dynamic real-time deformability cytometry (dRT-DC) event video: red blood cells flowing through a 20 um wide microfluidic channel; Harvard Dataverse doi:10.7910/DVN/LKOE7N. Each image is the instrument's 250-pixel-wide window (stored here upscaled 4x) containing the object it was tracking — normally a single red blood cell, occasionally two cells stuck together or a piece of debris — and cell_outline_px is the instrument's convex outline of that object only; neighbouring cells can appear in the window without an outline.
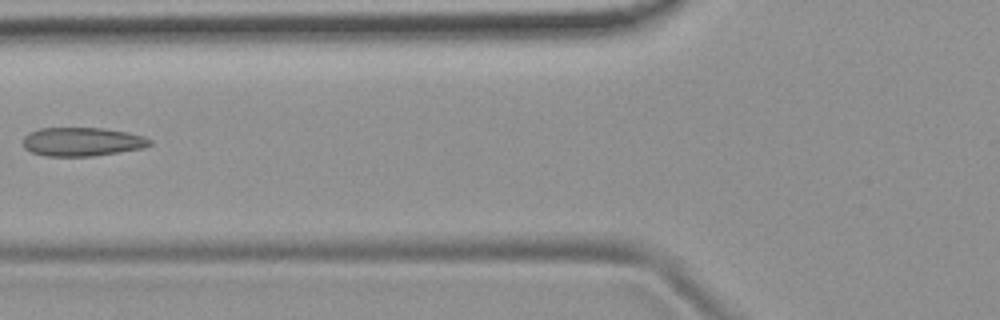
{"species": "common noctule bat (a hibernating species)", "species_latin": "Nyctalus noctula", "temperature_condition": "room temperature", "stored_images_in_passage": 7, "camera_frame_rate_fps": 3000, "um_per_image_px": 0.085, "animal": {"sex": "female", "body_mass_g": 19.9}, "frame": {"image": 1, "passage_image": 6, "time_ms": 1.667, "image_size_px": [1000, 320], "cell_outline_px": [[152, 144], [144, 148], [92, 156], [44, 156], [32, 152], [24, 148], [24, 136], [28, 132], [40, 128], [104, 128], [128, 132], [144, 136], [152, 140]], "centroid_in_image_um": [6.99, 12.04], "position_along_channel_um": 118.8, "area_um2": 21.33}}
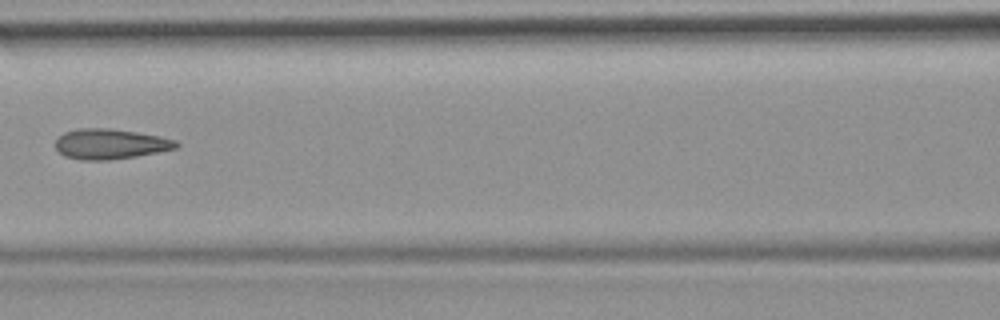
{"frame": {"image": 2, "passage_image": 7, "time_ms": 2.0, "image_size_px": [1000, 320], "cell_outline_px": [[180, 144], [176, 148], [136, 156], [108, 160], [80, 160], [64, 156], [56, 148], [56, 140], [64, 132], [76, 128], [108, 128], [136, 132], [160, 136], [176, 140]], "centroid_in_image_um": [9.36, 12.23], "position_along_channel_um": 157.2, "area_um2": 21.21}}